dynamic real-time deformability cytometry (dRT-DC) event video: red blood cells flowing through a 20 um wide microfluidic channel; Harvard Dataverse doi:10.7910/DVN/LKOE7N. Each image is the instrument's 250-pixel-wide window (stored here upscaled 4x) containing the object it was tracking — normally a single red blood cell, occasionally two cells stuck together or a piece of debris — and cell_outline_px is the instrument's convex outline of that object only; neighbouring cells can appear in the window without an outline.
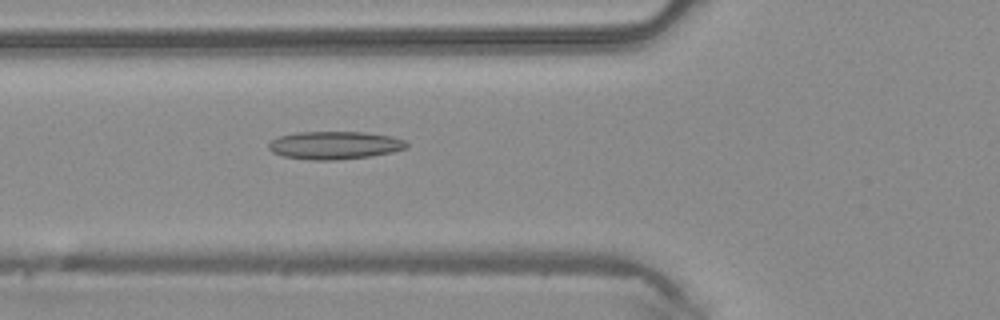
{"species": "common noctule bat (a hibernating species)", "species_latin": "Nyctalus noctula", "temperature_condition": "warm", "stored_images_in_passage": 47, "camera_frame_rate_fps": 3000, "um_per_image_px": 0.085, "animal": {"sex": "male", "body_mass_g": 20.4}, "frame": {"image": 1, "passage_image": 17, "time_ms": 5.333, "image_size_px": [1000, 320], "cell_outline_px": [[408, 148], [392, 152], [372, 156], [336, 160], [312, 160], [280, 156], [272, 152], [268, 148], [268, 144], [272, 140], [280, 136], [296, 132], [364, 132], [392, 136], [404, 140], [408, 144]], "centroid_in_image_um": [28.45, 12.35], "position_along_channel_um": 97.4, "area_um2": 22.6}}
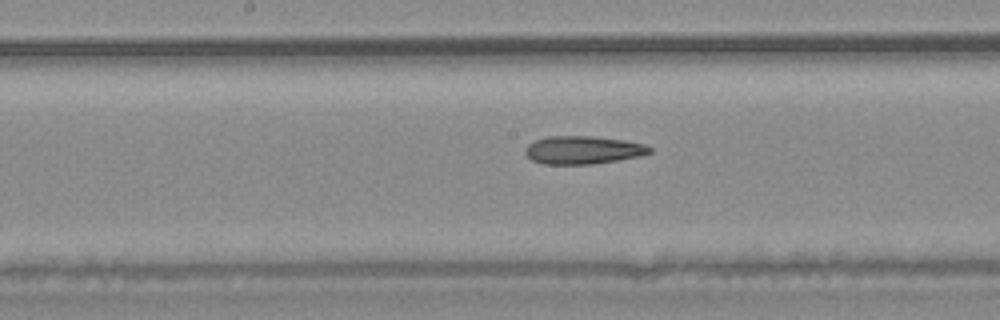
{"frame": {"image": 2, "passage_image": 24, "time_ms": 7.667, "image_size_px": [1000, 320], "cell_outline_px": [[652, 152], [640, 156], [592, 164], [544, 164], [532, 160], [524, 152], [524, 148], [528, 144], [536, 140], [548, 136], [592, 136], [624, 140], [644, 144], [652, 148]], "centroid_in_image_um": [49.54, 12.75], "position_along_channel_um": 198.7, "area_um2": 20.29}}
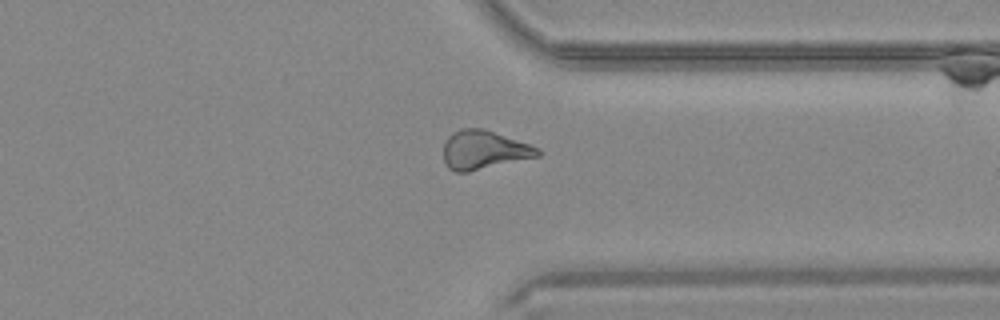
{"frame": {"image": 3, "passage_image": 36, "time_ms": 11.667, "image_size_px": [1000, 320], "cell_outline_px": [[540, 156], [468, 172], [456, 172], [448, 168], [444, 160], [444, 144], [448, 136], [452, 132], [460, 128], [484, 128], [540, 148]], "centroid_in_image_um": [41.12, 12.74], "position_along_channel_um": 370.3, "area_um2": 21.33}}